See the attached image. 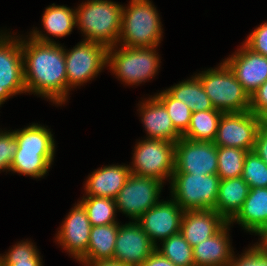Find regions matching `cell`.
Masks as SVG:
<instances>
[{"label":"cell","mask_w":267,"mask_h":266,"mask_svg":"<svg viewBox=\"0 0 267 266\" xmlns=\"http://www.w3.org/2000/svg\"><path fill=\"white\" fill-rule=\"evenodd\" d=\"M156 49L157 47L118 48L117 45L109 47L107 66L118 80L127 85H139L153 78L158 72L161 62Z\"/></svg>","instance_id":"obj_5"},{"label":"cell","mask_w":267,"mask_h":266,"mask_svg":"<svg viewBox=\"0 0 267 266\" xmlns=\"http://www.w3.org/2000/svg\"><path fill=\"white\" fill-rule=\"evenodd\" d=\"M55 151L17 150L10 171L41 178L47 174L54 160Z\"/></svg>","instance_id":"obj_24"},{"label":"cell","mask_w":267,"mask_h":266,"mask_svg":"<svg viewBox=\"0 0 267 266\" xmlns=\"http://www.w3.org/2000/svg\"><path fill=\"white\" fill-rule=\"evenodd\" d=\"M32 31L28 40H22L26 92L61 105L68 99L64 47L42 31Z\"/></svg>","instance_id":"obj_1"},{"label":"cell","mask_w":267,"mask_h":266,"mask_svg":"<svg viewBox=\"0 0 267 266\" xmlns=\"http://www.w3.org/2000/svg\"><path fill=\"white\" fill-rule=\"evenodd\" d=\"M83 264L84 266H129L115 259L85 261L83 262Z\"/></svg>","instance_id":"obj_41"},{"label":"cell","mask_w":267,"mask_h":266,"mask_svg":"<svg viewBox=\"0 0 267 266\" xmlns=\"http://www.w3.org/2000/svg\"><path fill=\"white\" fill-rule=\"evenodd\" d=\"M224 62L249 96L267 80V57L252 51L244 43Z\"/></svg>","instance_id":"obj_15"},{"label":"cell","mask_w":267,"mask_h":266,"mask_svg":"<svg viewBox=\"0 0 267 266\" xmlns=\"http://www.w3.org/2000/svg\"><path fill=\"white\" fill-rule=\"evenodd\" d=\"M163 184L158 179L131 173L115 198L116 208L133 221L138 220L159 202Z\"/></svg>","instance_id":"obj_9"},{"label":"cell","mask_w":267,"mask_h":266,"mask_svg":"<svg viewBox=\"0 0 267 266\" xmlns=\"http://www.w3.org/2000/svg\"><path fill=\"white\" fill-rule=\"evenodd\" d=\"M155 248L136 221L119 224L113 259L129 266H140Z\"/></svg>","instance_id":"obj_14"},{"label":"cell","mask_w":267,"mask_h":266,"mask_svg":"<svg viewBox=\"0 0 267 266\" xmlns=\"http://www.w3.org/2000/svg\"><path fill=\"white\" fill-rule=\"evenodd\" d=\"M166 108L175 129L183 135L190 124L192 111L182 101L175 99L167 90L154 95Z\"/></svg>","instance_id":"obj_33"},{"label":"cell","mask_w":267,"mask_h":266,"mask_svg":"<svg viewBox=\"0 0 267 266\" xmlns=\"http://www.w3.org/2000/svg\"><path fill=\"white\" fill-rule=\"evenodd\" d=\"M241 177L250 189L267 187V164L254 151H249L245 156Z\"/></svg>","instance_id":"obj_34"},{"label":"cell","mask_w":267,"mask_h":266,"mask_svg":"<svg viewBox=\"0 0 267 266\" xmlns=\"http://www.w3.org/2000/svg\"><path fill=\"white\" fill-rule=\"evenodd\" d=\"M229 266H267V248H265L260 242L238 257H234V253L231 258Z\"/></svg>","instance_id":"obj_35"},{"label":"cell","mask_w":267,"mask_h":266,"mask_svg":"<svg viewBox=\"0 0 267 266\" xmlns=\"http://www.w3.org/2000/svg\"><path fill=\"white\" fill-rule=\"evenodd\" d=\"M170 184L171 197L184 211L214 209L220 184L217 174L173 173Z\"/></svg>","instance_id":"obj_6"},{"label":"cell","mask_w":267,"mask_h":266,"mask_svg":"<svg viewBox=\"0 0 267 266\" xmlns=\"http://www.w3.org/2000/svg\"><path fill=\"white\" fill-rule=\"evenodd\" d=\"M60 225L56 240L69 255L80 261L86 254L91 223L83 206L78 202Z\"/></svg>","instance_id":"obj_16"},{"label":"cell","mask_w":267,"mask_h":266,"mask_svg":"<svg viewBox=\"0 0 267 266\" xmlns=\"http://www.w3.org/2000/svg\"><path fill=\"white\" fill-rule=\"evenodd\" d=\"M260 117L251 111L223 113L218 124L214 144L253 151L260 128Z\"/></svg>","instance_id":"obj_11"},{"label":"cell","mask_w":267,"mask_h":266,"mask_svg":"<svg viewBox=\"0 0 267 266\" xmlns=\"http://www.w3.org/2000/svg\"><path fill=\"white\" fill-rule=\"evenodd\" d=\"M0 266H2V260H1V255H0Z\"/></svg>","instance_id":"obj_44"},{"label":"cell","mask_w":267,"mask_h":266,"mask_svg":"<svg viewBox=\"0 0 267 266\" xmlns=\"http://www.w3.org/2000/svg\"><path fill=\"white\" fill-rule=\"evenodd\" d=\"M107 51L105 45L84 40L71 50L66 51L64 48L67 95L72 87L83 85L103 70L107 65Z\"/></svg>","instance_id":"obj_8"},{"label":"cell","mask_w":267,"mask_h":266,"mask_svg":"<svg viewBox=\"0 0 267 266\" xmlns=\"http://www.w3.org/2000/svg\"><path fill=\"white\" fill-rule=\"evenodd\" d=\"M122 9L119 46L158 47L163 28L159 13L150 0H130ZM121 42V43H120Z\"/></svg>","instance_id":"obj_3"},{"label":"cell","mask_w":267,"mask_h":266,"mask_svg":"<svg viewBox=\"0 0 267 266\" xmlns=\"http://www.w3.org/2000/svg\"><path fill=\"white\" fill-rule=\"evenodd\" d=\"M141 104L138 110L141 112V121L147 131V139H161L176 143L182 137L175 129L165 106L155 96H151Z\"/></svg>","instance_id":"obj_18"},{"label":"cell","mask_w":267,"mask_h":266,"mask_svg":"<svg viewBox=\"0 0 267 266\" xmlns=\"http://www.w3.org/2000/svg\"><path fill=\"white\" fill-rule=\"evenodd\" d=\"M250 111L258 117L267 111V80L250 96Z\"/></svg>","instance_id":"obj_38"},{"label":"cell","mask_w":267,"mask_h":266,"mask_svg":"<svg viewBox=\"0 0 267 266\" xmlns=\"http://www.w3.org/2000/svg\"><path fill=\"white\" fill-rule=\"evenodd\" d=\"M131 175L129 166L109 165L99 168L88 176L85 184L87 196L115 199Z\"/></svg>","instance_id":"obj_21"},{"label":"cell","mask_w":267,"mask_h":266,"mask_svg":"<svg viewBox=\"0 0 267 266\" xmlns=\"http://www.w3.org/2000/svg\"><path fill=\"white\" fill-rule=\"evenodd\" d=\"M217 146L214 142L193 141L181 137L175 143L174 173L217 174Z\"/></svg>","instance_id":"obj_12"},{"label":"cell","mask_w":267,"mask_h":266,"mask_svg":"<svg viewBox=\"0 0 267 266\" xmlns=\"http://www.w3.org/2000/svg\"><path fill=\"white\" fill-rule=\"evenodd\" d=\"M123 6L111 0L82 2L75 12L76 26L85 36L83 40L100 43L107 48L118 45Z\"/></svg>","instance_id":"obj_2"},{"label":"cell","mask_w":267,"mask_h":266,"mask_svg":"<svg viewBox=\"0 0 267 266\" xmlns=\"http://www.w3.org/2000/svg\"><path fill=\"white\" fill-rule=\"evenodd\" d=\"M227 222L215 235L193 247L195 266H229L234 253Z\"/></svg>","instance_id":"obj_20"},{"label":"cell","mask_w":267,"mask_h":266,"mask_svg":"<svg viewBox=\"0 0 267 266\" xmlns=\"http://www.w3.org/2000/svg\"><path fill=\"white\" fill-rule=\"evenodd\" d=\"M131 173L163 180L175 171V143L161 139L141 140L134 147Z\"/></svg>","instance_id":"obj_7"},{"label":"cell","mask_w":267,"mask_h":266,"mask_svg":"<svg viewBox=\"0 0 267 266\" xmlns=\"http://www.w3.org/2000/svg\"><path fill=\"white\" fill-rule=\"evenodd\" d=\"M227 221L214 209L185 211L180 233L193 248L215 235Z\"/></svg>","instance_id":"obj_17"},{"label":"cell","mask_w":267,"mask_h":266,"mask_svg":"<svg viewBox=\"0 0 267 266\" xmlns=\"http://www.w3.org/2000/svg\"><path fill=\"white\" fill-rule=\"evenodd\" d=\"M159 201L148 209L136 222L157 246V240L163 241L180 233L184 210L172 199Z\"/></svg>","instance_id":"obj_13"},{"label":"cell","mask_w":267,"mask_h":266,"mask_svg":"<svg viewBox=\"0 0 267 266\" xmlns=\"http://www.w3.org/2000/svg\"><path fill=\"white\" fill-rule=\"evenodd\" d=\"M162 248L156 246L163 257L169 259L176 266H195L193 260V248L181 235V233L170 236L163 240Z\"/></svg>","instance_id":"obj_30"},{"label":"cell","mask_w":267,"mask_h":266,"mask_svg":"<svg viewBox=\"0 0 267 266\" xmlns=\"http://www.w3.org/2000/svg\"><path fill=\"white\" fill-rule=\"evenodd\" d=\"M222 114L217 109L192 112L189 127L182 137L193 141L214 142Z\"/></svg>","instance_id":"obj_26"},{"label":"cell","mask_w":267,"mask_h":266,"mask_svg":"<svg viewBox=\"0 0 267 266\" xmlns=\"http://www.w3.org/2000/svg\"><path fill=\"white\" fill-rule=\"evenodd\" d=\"M140 266H176L169 259L154 251Z\"/></svg>","instance_id":"obj_40"},{"label":"cell","mask_w":267,"mask_h":266,"mask_svg":"<svg viewBox=\"0 0 267 266\" xmlns=\"http://www.w3.org/2000/svg\"><path fill=\"white\" fill-rule=\"evenodd\" d=\"M17 148L14 132L0 131V171H10Z\"/></svg>","instance_id":"obj_36"},{"label":"cell","mask_w":267,"mask_h":266,"mask_svg":"<svg viewBox=\"0 0 267 266\" xmlns=\"http://www.w3.org/2000/svg\"><path fill=\"white\" fill-rule=\"evenodd\" d=\"M12 247L1 256L2 266H43L39 250L31 241L26 239Z\"/></svg>","instance_id":"obj_32"},{"label":"cell","mask_w":267,"mask_h":266,"mask_svg":"<svg viewBox=\"0 0 267 266\" xmlns=\"http://www.w3.org/2000/svg\"><path fill=\"white\" fill-rule=\"evenodd\" d=\"M79 203L85 209L91 226H103L117 223L115 221L116 202L108 197L83 196Z\"/></svg>","instance_id":"obj_29"},{"label":"cell","mask_w":267,"mask_h":266,"mask_svg":"<svg viewBox=\"0 0 267 266\" xmlns=\"http://www.w3.org/2000/svg\"><path fill=\"white\" fill-rule=\"evenodd\" d=\"M260 126L267 131V111L260 116Z\"/></svg>","instance_id":"obj_42"},{"label":"cell","mask_w":267,"mask_h":266,"mask_svg":"<svg viewBox=\"0 0 267 266\" xmlns=\"http://www.w3.org/2000/svg\"><path fill=\"white\" fill-rule=\"evenodd\" d=\"M252 51L267 57V22L259 25L244 41Z\"/></svg>","instance_id":"obj_37"},{"label":"cell","mask_w":267,"mask_h":266,"mask_svg":"<svg viewBox=\"0 0 267 266\" xmlns=\"http://www.w3.org/2000/svg\"><path fill=\"white\" fill-rule=\"evenodd\" d=\"M42 25L48 34L58 38L65 37L76 26V12L67 6L53 3L45 9Z\"/></svg>","instance_id":"obj_27"},{"label":"cell","mask_w":267,"mask_h":266,"mask_svg":"<svg viewBox=\"0 0 267 266\" xmlns=\"http://www.w3.org/2000/svg\"><path fill=\"white\" fill-rule=\"evenodd\" d=\"M0 33V106L13 95L26 93L22 38Z\"/></svg>","instance_id":"obj_10"},{"label":"cell","mask_w":267,"mask_h":266,"mask_svg":"<svg viewBox=\"0 0 267 266\" xmlns=\"http://www.w3.org/2000/svg\"><path fill=\"white\" fill-rule=\"evenodd\" d=\"M261 241L260 243L267 248V231L262 235V237L260 238Z\"/></svg>","instance_id":"obj_43"},{"label":"cell","mask_w":267,"mask_h":266,"mask_svg":"<svg viewBox=\"0 0 267 266\" xmlns=\"http://www.w3.org/2000/svg\"><path fill=\"white\" fill-rule=\"evenodd\" d=\"M175 99L185 103L192 112L215 109L200 79L194 75L166 89Z\"/></svg>","instance_id":"obj_25"},{"label":"cell","mask_w":267,"mask_h":266,"mask_svg":"<svg viewBox=\"0 0 267 266\" xmlns=\"http://www.w3.org/2000/svg\"><path fill=\"white\" fill-rule=\"evenodd\" d=\"M13 132L18 143L17 150L55 151L53 134L45 126L33 123Z\"/></svg>","instance_id":"obj_28"},{"label":"cell","mask_w":267,"mask_h":266,"mask_svg":"<svg viewBox=\"0 0 267 266\" xmlns=\"http://www.w3.org/2000/svg\"><path fill=\"white\" fill-rule=\"evenodd\" d=\"M250 187L242 177L220 180L214 210L229 222L241 209Z\"/></svg>","instance_id":"obj_22"},{"label":"cell","mask_w":267,"mask_h":266,"mask_svg":"<svg viewBox=\"0 0 267 266\" xmlns=\"http://www.w3.org/2000/svg\"><path fill=\"white\" fill-rule=\"evenodd\" d=\"M247 150L233 147H217L220 180L241 177Z\"/></svg>","instance_id":"obj_31"},{"label":"cell","mask_w":267,"mask_h":266,"mask_svg":"<svg viewBox=\"0 0 267 266\" xmlns=\"http://www.w3.org/2000/svg\"><path fill=\"white\" fill-rule=\"evenodd\" d=\"M119 222L103 226H92L85 256L79 261L113 259Z\"/></svg>","instance_id":"obj_23"},{"label":"cell","mask_w":267,"mask_h":266,"mask_svg":"<svg viewBox=\"0 0 267 266\" xmlns=\"http://www.w3.org/2000/svg\"><path fill=\"white\" fill-rule=\"evenodd\" d=\"M215 109L223 113L250 111V96L223 61L218 68L196 74Z\"/></svg>","instance_id":"obj_4"},{"label":"cell","mask_w":267,"mask_h":266,"mask_svg":"<svg viewBox=\"0 0 267 266\" xmlns=\"http://www.w3.org/2000/svg\"><path fill=\"white\" fill-rule=\"evenodd\" d=\"M253 151L267 164V131L261 127L256 135Z\"/></svg>","instance_id":"obj_39"},{"label":"cell","mask_w":267,"mask_h":266,"mask_svg":"<svg viewBox=\"0 0 267 266\" xmlns=\"http://www.w3.org/2000/svg\"><path fill=\"white\" fill-rule=\"evenodd\" d=\"M233 222H237L247 232L262 237L267 231V187L249 190L241 209L229 221L230 224Z\"/></svg>","instance_id":"obj_19"}]
</instances>
